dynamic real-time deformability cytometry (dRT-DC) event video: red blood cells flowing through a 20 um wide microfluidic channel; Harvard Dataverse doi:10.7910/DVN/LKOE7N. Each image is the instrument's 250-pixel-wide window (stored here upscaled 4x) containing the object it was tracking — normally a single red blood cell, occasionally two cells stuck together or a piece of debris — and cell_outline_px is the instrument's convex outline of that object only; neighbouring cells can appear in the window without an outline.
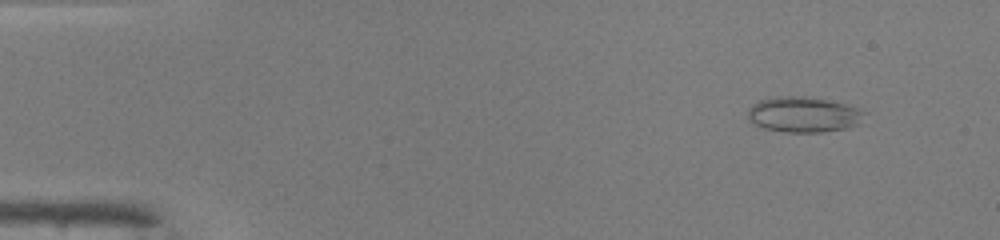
{"species": "common noctule bat (a hibernating species)", "species_latin": "Nyctalus noctula", "temperature_condition": "warm", "stored_images_in_passage": 46, "camera_frame_rate_fps": 3000, "um_per_image_px": 0.085, "animal": {"sex": "male", "body_mass_g": 19.0, "forearm_length_mm": 50.8}, "frame": {"image": 1, "passage_image": 2, "time_ms": 0.333, "image_size_px": [1000, 240], "cell_outline_px": [[868, 112], [856, 124], [848, 128], [820, 132], [784, 132], [764, 128], [748, 120], [748, 108], [752, 104], [760, 100], [776, 96], [800, 96], [828, 100], [860, 108]], "centroid_in_image_um": [68.29, 9.73], "position_along_channel_um": 16.7, "area_um2": 24.1}}
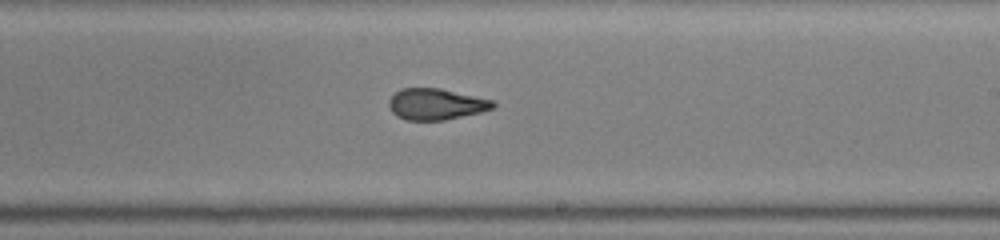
{"frame": {"image": 2, "passage_image": 27, "time_ms": 8.667, "image_size_px": [1000, 240], "cell_outline_px": [[496, 104], [492, 108], [480, 112], [444, 120], [408, 120], [396, 116], [392, 112], [388, 104], [388, 100], [400, 88], [440, 88], [492, 100]], "centroid_in_image_um": [37.02, 8.85], "position_along_channel_um": 252.0, "area_um2": 18.79}}
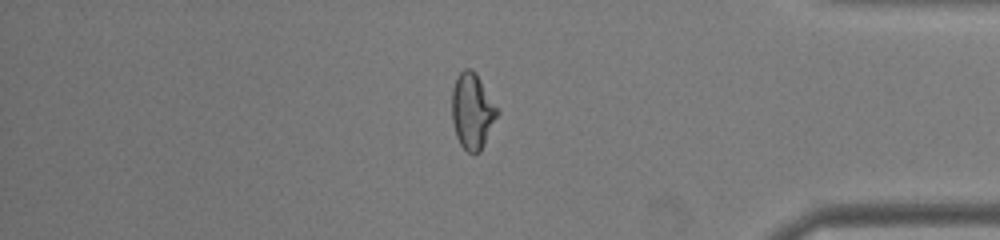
{"frame": {"image": 3, "passage_image": 39, "time_ms": 12.667, "image_size_px": [1000, 240], "cell_outline_px": [[500, 112], [480, 152], [468, 152], [460, 144], [456, 136], [452, 120], [452, 88], [460, 72], [464, 68], [472, 68], [476, 72]], "centroid_in_image_um": [40.15, 9.42], "position_along_channel_um": 395.1, "area_um2": 20.0}, "authors_computed_cell_mechanics": {"area_um2": 20.0855, "velocity_mm_per_s": 4.1742, "shape_relaxation_time_tau1_ms": null, "shape_relaxation_time_tau2_ms": 1.4145, "deformation_change_tau1": null, "deformation_change_tau2": 0.0584}}